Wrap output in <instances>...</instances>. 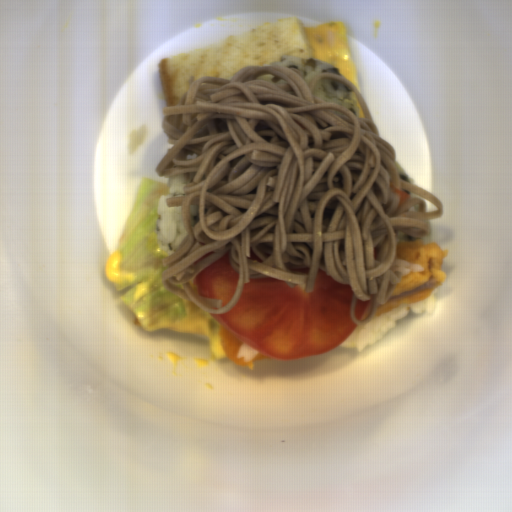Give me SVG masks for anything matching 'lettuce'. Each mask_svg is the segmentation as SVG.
I'll use <instances>...</instances> for the list:
<instances>
[{"label": "lettuce", "mask_w": 512, "mask_h": 512, "mask_svg": "<svg viewBox=\"0 0 512 512\" xmlns=\"http://www.w3.org/2000/svg\"><path fill=\"white\" fill-rule=\"evenodd\" d=\"M168 185L144 177L139 183L124 228L106 264L104 275L120 302L149 333L205 312L170 292L162 283L167 266L156 237L161 197Z\"/></svg>", "instance_id": "lettuce-1"}]
</instances>
